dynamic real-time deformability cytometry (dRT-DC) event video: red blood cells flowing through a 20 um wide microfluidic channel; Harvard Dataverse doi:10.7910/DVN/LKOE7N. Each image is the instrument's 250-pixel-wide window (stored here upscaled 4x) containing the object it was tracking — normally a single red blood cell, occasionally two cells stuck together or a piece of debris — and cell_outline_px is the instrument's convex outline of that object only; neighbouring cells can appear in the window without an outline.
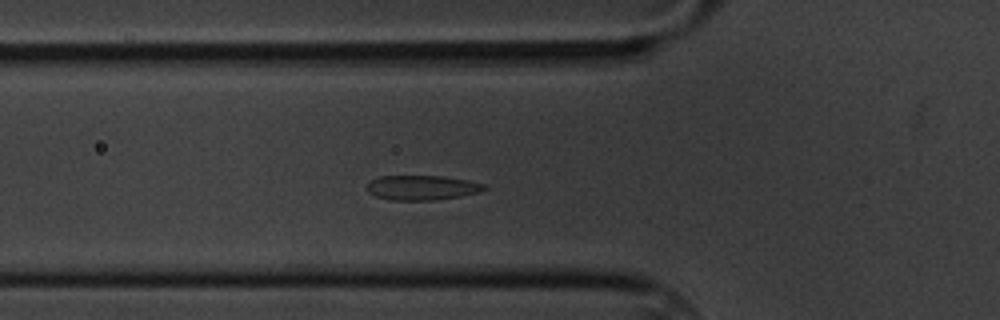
{"species": "common noctule bat (a hibernating species)", "species_latin": "Nyctalus noctula", "temperature_condition": "cold", "stored_images_in_passage": 47, "camera_frame_rate_fps": 3000, "um_per_image_px": 0.085, "animal": {"sex": "male", "body_mass_g": 20.1, "forearm_length_mm": 53.5}, "frame": {"image": 1, "passage_image": 11, "time_ms": 3.333, "image_size_px": [1000, 320], "cell_outline_px": [[488, 188], [480, 192], [460, 196], [436, 200], [388, 200], [376, 196], [368, 192], [368, 184], [372, 180], [380, 176], [444, 176], [468, 180], [484, 184]], "centroid_in_image_um": [35.9, 15.95], "position_along_channel_um": 89.9, "area_um2": 16.88}}
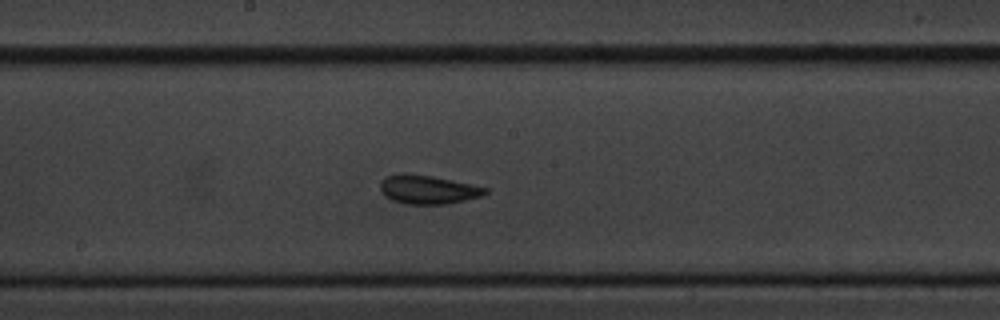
{"frame": {"image": 2, "passage_image": 22, "time_ms": 7.0, "image_size_px": [1000, 320], "cell_outline_px": [[488, 192], [484, 196], [444, 204], [404, 204], [392, 200], [384, 196], [380, 192], [380, 180], [388, 176], [404, 172], [432, 176], [472, 184], [488, 188]], "centroid_in_image_um": [36.35, 16.11], "position_along_channel_um": 211.8, "area_um2": 17.8}}
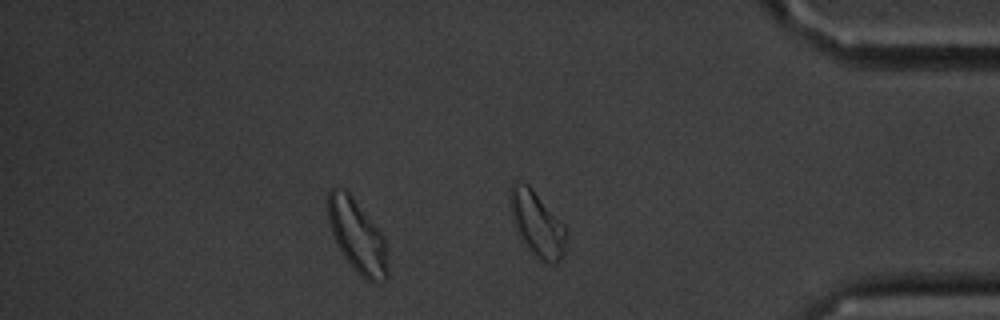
{"frame": {"image": 3, "passage_image": 40, "time_ms": 13.0, "image_size_px": [1000, 320], "cell_outline_px": [[388, 276], [384, 280], [376, 284], [372, 284], [364, 280], [352, 268], [336, 244], [328, 224], [328, 192], [332, 188], [344, 188], [352, 196], [384, 236], [388, 264]], "centroid_in_image_um": [30.37, 20.12], "position_along_channel_um": 404.8, "area_um2": 25.66}, "authors_computed_cell_mechanics": {"area_um2": 18.0336, "velocity_mm_per_s": 3.3059, "shape_relaxation_time_tau1_ms": null, "shape_relaxation_time_tau2_ms": 2.9926, "deformation_change_tau1": null, "deformation_change_tau2": 0.0462}}